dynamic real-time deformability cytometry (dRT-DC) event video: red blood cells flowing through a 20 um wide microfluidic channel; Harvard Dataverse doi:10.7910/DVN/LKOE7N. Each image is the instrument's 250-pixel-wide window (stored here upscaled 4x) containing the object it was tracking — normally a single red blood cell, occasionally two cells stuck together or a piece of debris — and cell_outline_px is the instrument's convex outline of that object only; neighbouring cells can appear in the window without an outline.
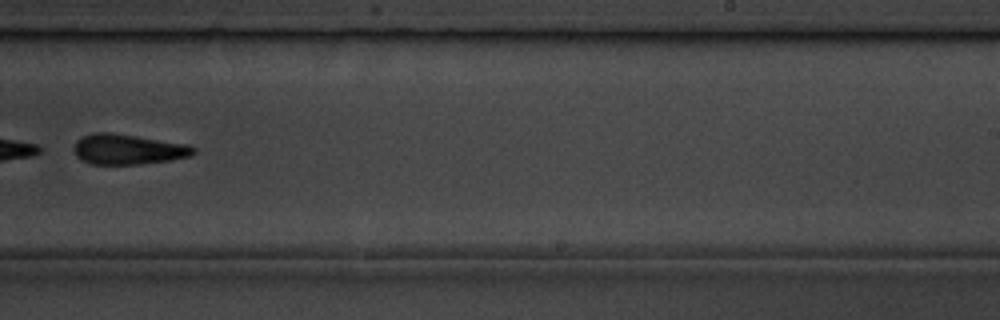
{"species": "common noctule bat (a hibernating species)", "species_latin": "Nyctalus noctula", "temperature_condition": "room temperature", "stored_images_in_passage": 10, "camera_frame_rate_fps": 3000, "um_per_image_px": 0.085, "animal": {"sex": "male", "body_mass_g": 19.5, "forearm_length_mm": 54.6}, "frame": {"image": 1, "passage_image": 9, "time_ms": 9.0, "image_size_px": [1000, 320], "cell_outline_px": [[196, 152], [192, 156], [168, 160], [140, 164], [88, 164], [80, 160], [76, 156], [72, 148], [76, 140], [80, 136], [92, 132], [108, 132], [136, 136], [188, 144], [196, 148]], "centroid_in_image_um": [10.83, 12.69], "position_along_channel_um": 278.2, "area_um2": 21.39}}